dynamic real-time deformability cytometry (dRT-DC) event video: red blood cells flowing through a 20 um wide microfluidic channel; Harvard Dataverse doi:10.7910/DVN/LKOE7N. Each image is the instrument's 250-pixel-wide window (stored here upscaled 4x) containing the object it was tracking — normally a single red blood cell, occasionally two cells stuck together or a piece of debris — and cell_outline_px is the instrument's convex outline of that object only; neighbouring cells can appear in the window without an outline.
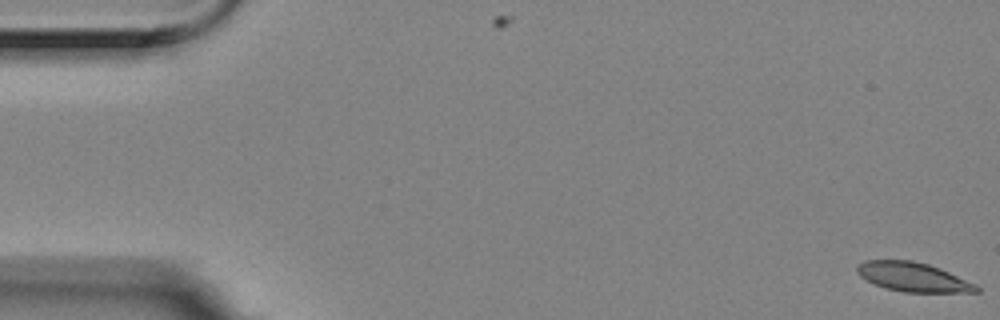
{"species": "Egyptian fruit bat (a non-hibernating species)", "species_latin": "Rousettus aegyptiacus", "temperature_condition": "room temperature", "stored_images_in_passage": 5, "segment_of_instrument_passage": [1, 2], "camera_frame_rate_fps": 3000, "um_per_image_px": 0.085, "animal": {"sex": "female"}, "frame": {"image": 1, "passage_image": 1, "time_ms": 0.0, "image_size_px": [1000, 320], "cell_outline_px": [[980, 292], [904, 292], [884, 288], [860, 276], [856, 272], [856, 264], [864, 260], [912, 260], [928, 264], [940, 268], [976, 284], [980, 288]], "centroid_in_image_um": [77.6, 23.54], "position_along_channel_um": 7.4, "area_um2": 20.35}}
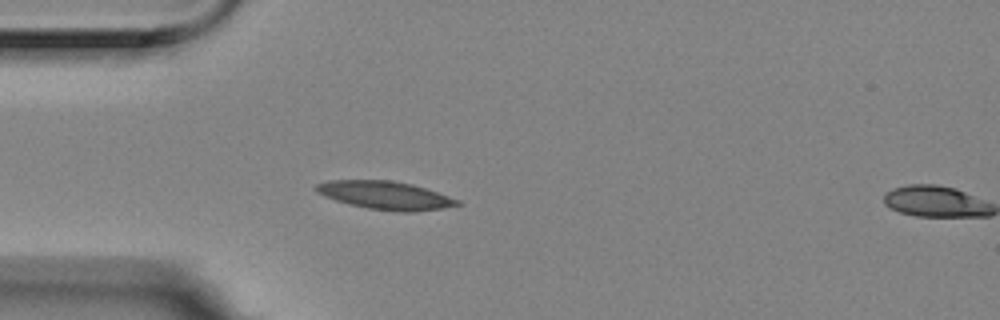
{"frame": {"image": 2, "passage_image": 4, "time_ms": 1.0, "image_size_px": [1000, 320], "cell_outline_px": [[464, 204], [444, 208], [416, 212], [396, 212], [368, 208], [348, 204], [324, 196], [316, 192], [312, 188], [316, 184], [328, 180], [392, 180], [412, 184], [460, 200]], "centroid_in_image_um": [32.74, 16.61], "position_along_channel_um": 52.3, "area_um2": 23.41}}